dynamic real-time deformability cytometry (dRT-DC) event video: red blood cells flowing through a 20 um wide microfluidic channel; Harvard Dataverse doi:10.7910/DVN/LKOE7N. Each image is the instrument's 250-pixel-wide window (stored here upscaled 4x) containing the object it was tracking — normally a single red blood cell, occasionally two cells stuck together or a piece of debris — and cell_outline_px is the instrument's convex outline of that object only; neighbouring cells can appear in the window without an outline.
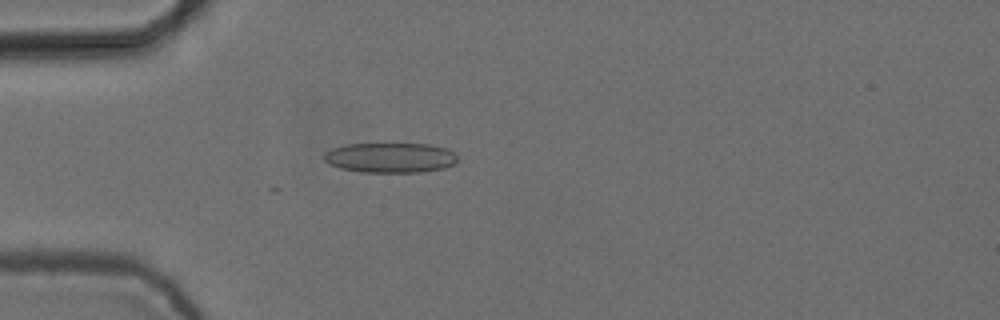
{"species": "common noctule bat (a hibernating species)", "species_latin": "Nyctalus noctula", "temperature_condition": "cold", "stored_images_in_passage": 5, "camera_frame_rate_fps": 3000, "um_per_image_px": 0.085, "animal": {"sex": "female", "body_mass_g": 24.6, "forearm_length_mm": 56.2}, "frame": {"image": 1, "passage_image": 5, "time_ms": 1.333, "image_size_px": [1000, 320], "cell_outline_px": [[456, 160], [452, 164], [444, 168], [420, 172], [364, 172], [340, 168], [328, 164], [324, 160], [324, 152], [332, 148], [344, 144], [428, 144], [444, 148], [452, 152], [456, 156]], "centroid_in_image_um": [33.11, 13.4], "position_along_channel_um": 51.9, "area_um2": 23.18}}